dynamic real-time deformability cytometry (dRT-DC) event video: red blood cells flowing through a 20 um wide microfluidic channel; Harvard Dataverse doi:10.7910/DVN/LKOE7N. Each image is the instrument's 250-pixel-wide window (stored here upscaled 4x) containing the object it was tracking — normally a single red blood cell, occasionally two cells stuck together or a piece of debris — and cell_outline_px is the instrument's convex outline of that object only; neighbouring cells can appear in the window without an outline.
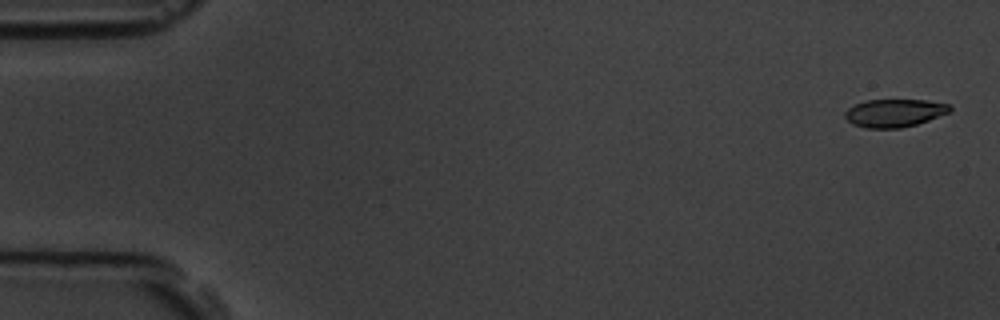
{"species": "common noctule bat (a hibernating species)", "species_latin": "Nyctalus noctula", "temperature_condition": "room temperature", "stored_images_in_passage": 5, "camera_frame_rate_fps": 3000, "um_per_image_px": 0.085, "animal": {"sex": "male", "body_mass_g": 19.5, "forearm_length_mm": 54.6}, "frame": {"image": 1, "passage_image": 1, "time_ms": 0.0, "image_size_px": [1000, 320], "cell_outline_px": [[952, 108], [948, 112], [928, 120], [916, 124], [900, 128], [864, 128], [852, 124], [844, 116], [844, 112], [848, 108], [856, 104], [868, 100], [924, 100], [948, 104]], "centroid_in_image_um": [75.98, 9.61], "position_along_channel_um": 9.0, "area_um2": 16.88}}
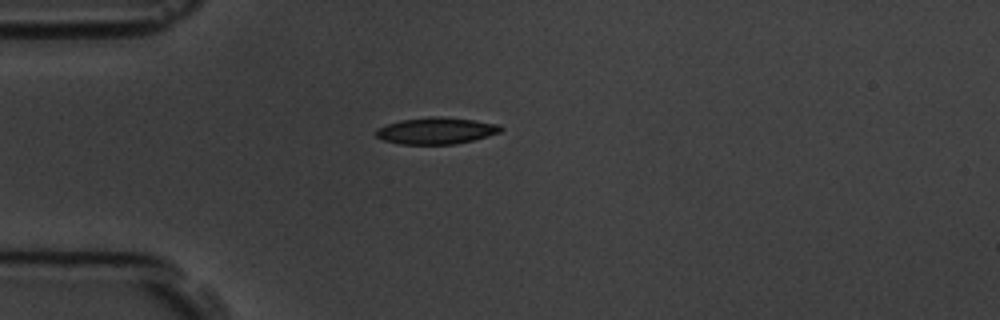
{"frame": {"image": 2, "passage_image": 4, "time_ms": 4.333, "image_size_px": [1000, 320], "cell_outline_px": [[504, 128], [500, 132], [488, 136], [456, 144], [400, 144], [384, 140], [376, 136], [376, 128], [400, 120], [428, 116], [436, 116], [472, 120], [500, 124]], "centroid_in_image_um": [37.08, 11.11], "position_along_channel_um": 47.9, "area_um2": 19.31}}